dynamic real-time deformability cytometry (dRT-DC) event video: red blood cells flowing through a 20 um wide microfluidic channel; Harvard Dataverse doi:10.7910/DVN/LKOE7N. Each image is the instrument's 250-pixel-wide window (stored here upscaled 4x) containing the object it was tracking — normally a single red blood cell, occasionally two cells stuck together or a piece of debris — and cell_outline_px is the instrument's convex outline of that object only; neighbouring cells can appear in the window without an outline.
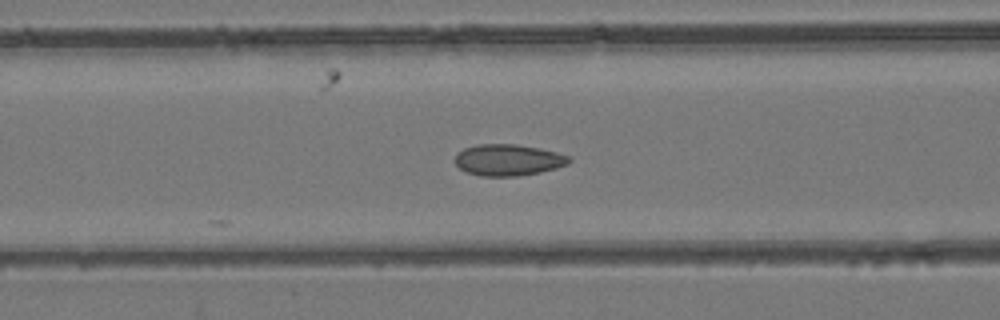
{"species": "common noctule bat (a hibernating species)", "species_latin": "Nyctalus noctula", "temperature_condition": "room temperature", "stored_images_in_passage": 37, "camera_frame_rate_fps": 3000, "um_per_image_px": 0.085, "animal": {"sex": "female", "body_mass_g": 24.6, "forearm_length_mm": 56.2}, "frame": {"image": 1, "passage_image": 23, "time_ms": 7.333, "image_size_px": [1000, 320], "cell_outline_px": [[572, 160], [568, 164], [556, 168], [540, 172], [516, 176], [480, 176], [468, 172], [460, 168], [456, 164], [456, 152], [464, 148], [476, 144], [516, 144], [540, 148], [556, 152], [568, 156]], "centroid_in_image_um": [43.19, 13.59], "position_along_channel_um": 123.4, "area_um2": 20.87}}
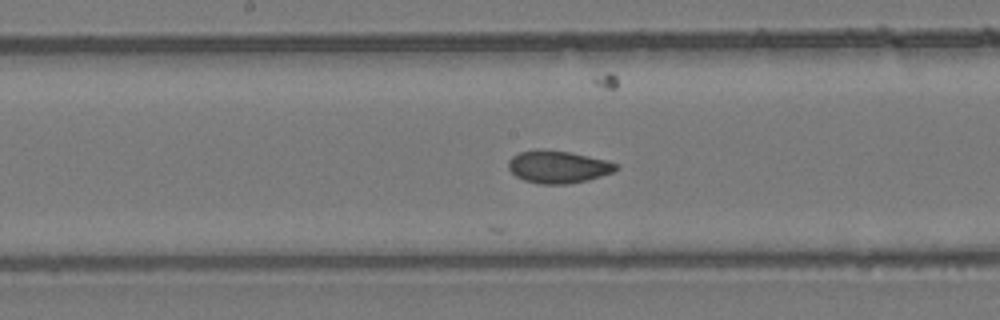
{"frame": {"image": 2, "passage_image": 29, "time_ms": 9.333, "image_size_px": [1000, 320], "cell_outline_px": [[616, 168], [612, 172], [588, 180], [568, 184], [540, 184], [524, 180], [516, 176], [508, 168], [508, 160], [512, 156], [520, 152], [568, 152], [608, 160], [616, 164]], "centroid_in_image_um": [47.44, 14.22], "position_along_channel_um": 200.8, "area_um2": 19.59}}
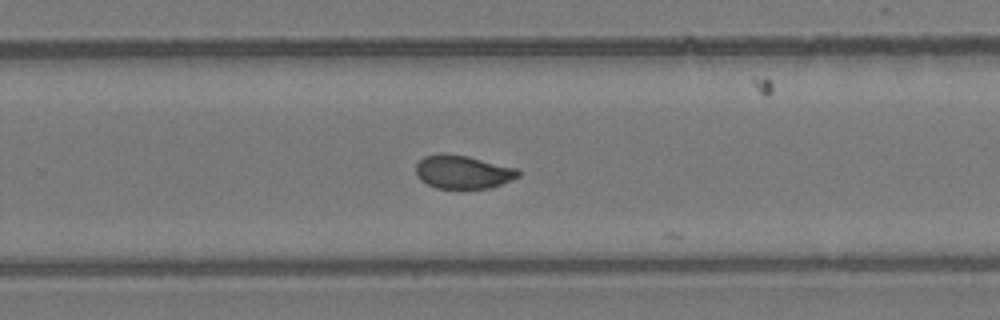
{"frame": {"image": 3, "passage_image": 36, "time_ms": 11.667, "image_size_px": [1000, 320], "cell_outline_px": [[520, 176], [512, 180], [488, 188], [436, 188], [420, 180], [416, 172], [416, 164], [424, 156], [440, 152], [444, 152], [468, 156], [516, 168], [520, 172]], "centroid_in_image_um": [39.32, 14.6], "position_along_channel_um": 290.5, "area_um2": 19.94}}